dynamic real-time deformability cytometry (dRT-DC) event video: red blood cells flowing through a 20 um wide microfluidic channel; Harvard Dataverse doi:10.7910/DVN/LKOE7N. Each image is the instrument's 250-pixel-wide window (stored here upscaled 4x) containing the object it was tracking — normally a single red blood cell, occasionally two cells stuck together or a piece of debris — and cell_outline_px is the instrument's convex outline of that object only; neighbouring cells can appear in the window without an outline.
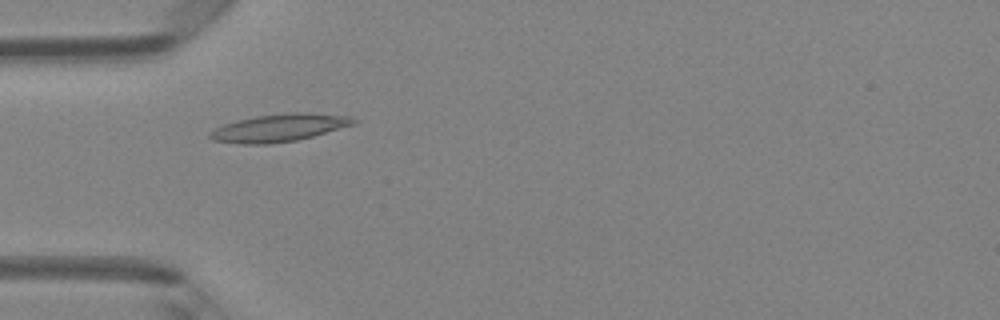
{"species": "Egyptian fruit bat (a non-hibernating species)", "species_latin": "Rousettus aegyptiacus", "temperature_condition": "room temperature", "stored_images_in_passage": 47, "camera_frame_rate_fps": 3000, "um_per_image_px": 0.085, "animal": {"sex": "female"}, "frame": {"image": 1, "passage_image": 14, "time_ms": 4.333, "image_size_px": [1000, 320], "cell_outline_px": [[356, 124], [312, 136], [296, 140], [268, 144], [244, 144], [212, 140], [208, 136], [208, 132], [224, 124], [236, 120], [256, 116], [292, 112], [312, 112], [352, 116], [356, 120]], "centroid_in_image_um": [23.75, 10.85], "position_along_channel_um": 61.3, "area_um2": 23.18}}
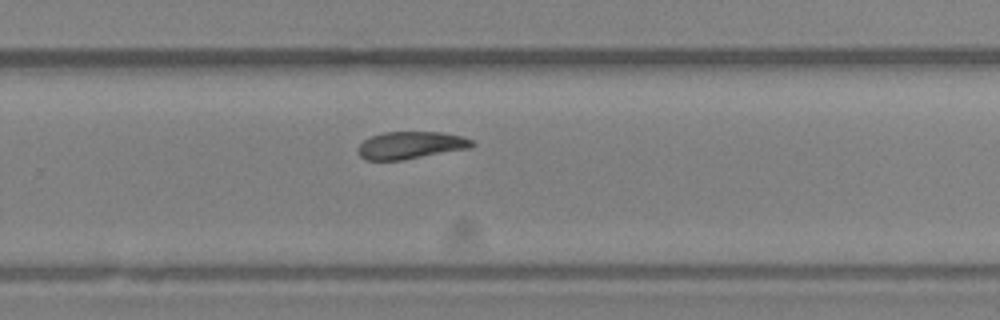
{"frame": {"image": 2, "passage_image": 31, "time_ms": 10.0, "image_size_px": [1000, 320], "cell_outline_px": [[476, 144], [468, 148], [404, 160], [364, 160], [356, 152], [356, 148], [364, 140], [372, 136], [384, 132], [440, 132], [460, 136], [472, 140]], "centroid_in_image_um": [34.85, 12.35], "position_along_channel_um": 294.9, "area_um2": 18.15}}
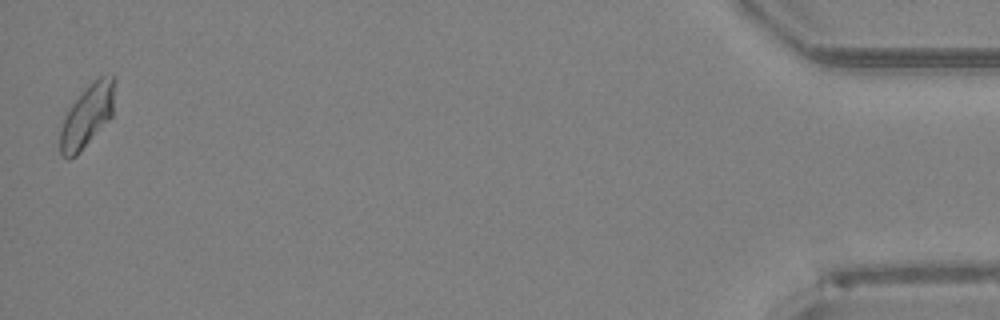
{"frame": {"image": 3, "passage_image": 47, "time_ms": 15.333, "image_size_px": [1000, 320], "cell_outline_px": [[116, 80], [112, 116], [80, 152], [76, 156], [68, 160], [60, 152], [60, 128], [68, 108], [84, 88], [92, 80], [100, 76], [112, 72], [116, 76]], "centroid_in_image_um": [7.43, 9.77], "position_along_channel_um": 427.8, "area_um2": 20.35}, "authors_computed_cell_mechanics": {"area_um2": 19.3052, "velocity_mm_per_s": 4.1638, "shape_relaxation_time_tau1_ms": null, "shape_relaxation_time_tau2_ms": 3.9302, "deformation_change_tau1": null, "deformation_change_tau2": 0.1047}}